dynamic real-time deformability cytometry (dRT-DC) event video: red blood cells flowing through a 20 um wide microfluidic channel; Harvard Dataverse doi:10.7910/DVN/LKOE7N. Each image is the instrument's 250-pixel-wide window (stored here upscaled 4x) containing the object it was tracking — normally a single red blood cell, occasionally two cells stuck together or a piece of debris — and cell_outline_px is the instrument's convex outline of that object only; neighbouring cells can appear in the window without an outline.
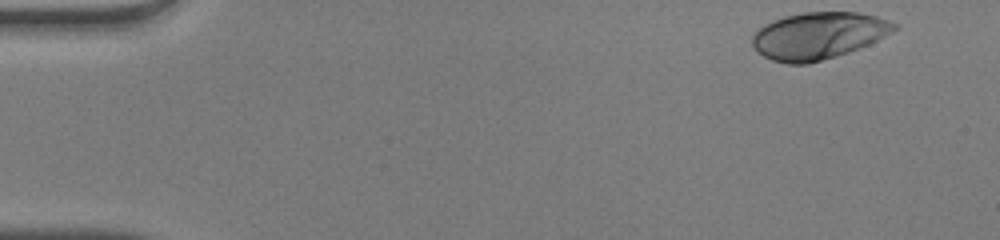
{"species": "human", "species_latin": "Homo sapiens", "temperature_condition": "warm", "stored_images_in_passage": 48, "camera_frame_rate_fps": 3000, "um_per_image_px": 0.085, "donor": {"sex": "male"}, "frame": {"image": 1, "passage_image": 1, "time_ms": 0.0, "image_size_px": [1000, 240], "cell_outline_px": [[900, 28], [868, 44], [848, 52], [836, 56], [808, 64], [788, 64], [772, 60], [764, 56], [752, 44], [752, 36], [764, 24], [772, 20], [784, 16], [804, 12], [860, 12], [876, 16], [900, 24]], "centroid_in_image_um": [69.59, 3.02], "position_along_channel_um": 15.4, "area_um2": 38.78}}
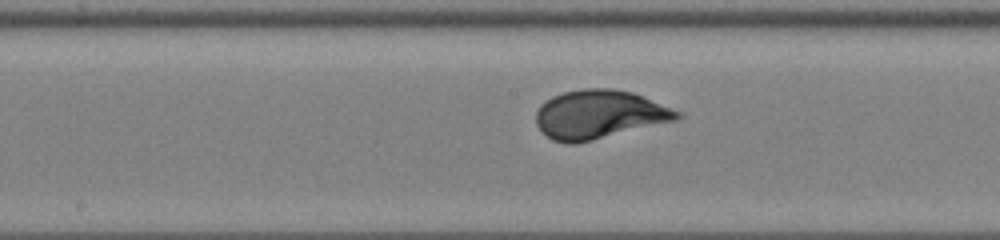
{"frame": {"image": 2, "passage_image": 24, "time_ms": 7.667, "image_size_px": [1000, 240], "cell_outline_px": [[684, 116], [680, 120], [576, 144], [564, 144], [552, 140], [536, 124], [536, 112], [540, 104], [552, 96], [564, 92], [584, 88], [612, 88], [632, 92], [672, 108], [680, 112]], "centroid_in_image_um": [50.95, 9.74], "position_along_channel_um": 197.2, "area_um2": 40.34}}
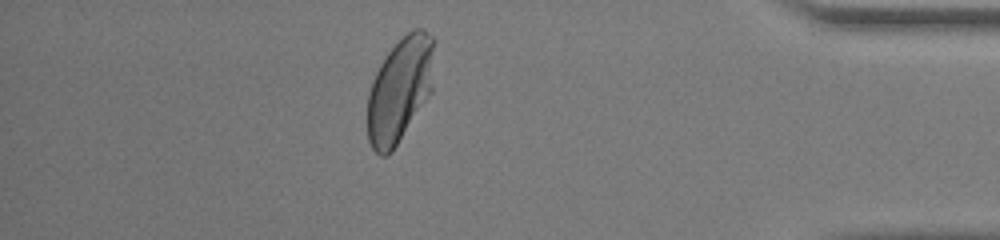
{"frame": {"image": 3, "passage_image": 42, "time_ms": 13.667, "image_size_px": [1000, 240], "cell_outline_px": [[436, 40], [432, 92], [392, 152], [384, 156], [380, 156], [372, 148], [368, 140], [368, 92], [372, 80], [380, 64], [388, 52], [412, 28], [424, 28]], "centroid_in_image_um": [34.02, 7.6], "position_along_channel_um": 401.2, "area_um2": 41.21}, "authors_computed_cell_mechanics": {"area_um2": 39.2462, "velocity_mm_per_s": 4.0253, "shape_relaxation_time_tau1_ms": 2.3719, "shape_relaxation_time_tau2_ms": null, "deformation_change_tau1": 0.1736, "deformation_change_tau2": null}}